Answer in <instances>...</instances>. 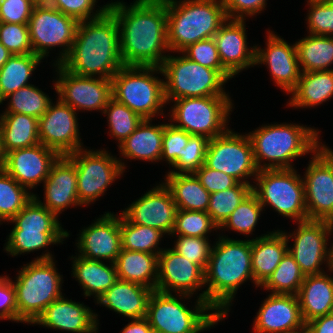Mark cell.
Segmentation results:
<instances>
[{
	"label": "cell",
	"mask_w": 333,
	"mask_h": 333,
	"mask_svg": "<svg viewBox=\"0 0 333 333\" xmlns=\"http://www.w3.org/2000/svg\"><path fill=\"white\" fill-rule=\"evenodd\" d=\"M109 2L120 31V55L125 66L161 67L170 52L164 0Z\"/></svg>",
	"instance_id": "cell-1"
},
{
	"label": "cell",
	"mask_w": 333,
	"mask_h": 333,
	"mask_svg": "<svg viewBox=\"0 0 333 333\" xmlns=\"http://www.w3.org/2000/svg\"><path fill=\"white\" fill-rule=\"evenodd\" d=\"M213 242L205 269V290L198 299L206 301L223 319L228 317L238 289L253 277L250 239H233L223 234ZM207 285V286H206Z\"/></svg>",
	"instance_id": "cell-2"
},
{
	"label": "cell",
	"mask_w": 333,
	"mask_h": 333,
	"mask_svg": "<svg viewBox=\"0 0 333 333\" xmlns=\"http://www.w3.org/2000/svg\"><path fill=\"white\" fill-rule=\"evenodd\" d=\"M60 64L76 75L111 80L124 66L115 16L107 10L98 18L79 22L73 46Z\"/></svg>",
	"instance_id": "cell-3"
},
{
	"label": "cell",
	"mask_w": 333,
	"mask_h": 333,
	"mask_svg": "<svg viewBox=\"0 0 333 333\" xmlns=\"http://www.w3.org/2000/svg\"><path fill=\"white\" fill-rule=\"evenodd\" d=\"M267 124L247 133L258 170L294 168L295 159L312 155L323 144L321 131L315 127L286 122Z\"/></svg>",
	"instance_id": "cell-4"
},
{
	"label": "cell",
	"mask_w": 333,
	"mask_h": 333,
	"mask_svg": "<svg viewBox=\"0 0 333 333\" xmlns=\"http://www.w3.org/2000/svg\"><path fill=\"white\" fill-rule=\"evenodd\" d=\"M54 255H42L24 264L12 284L15 289L17 322L33 324L54 300L63 296V275L58 273Z\"/></svg>",
	"instance_id": "cell-5"
},
{
	"label": "cell",
	"mask_w": 333,
	"mask_h": 333,
	"mask_svg": "<svg viewBox=\"0 0 333 333\" xmlns=\"http://www.w3.org/2000/svg\"><path fill=\"white\" fill-rule=\"evenodd\" d=\"M168 47L181 52L188 45L214 38L228 19L223 0H164Z\"/></svg>",
	"instance_id": "cell-6"
},
{
	"label": "cell",
	"mask_w": 333,
	"mask_h": 333,
	"mask_svg": "<svg viewBox=\"0 0 333 333\" xmlns=\"http://www.w3.org/2000/svg\"><path fill=\"white\" fill-rule=\"evenodd\" d=\"M191 297L193 296L154 290L146 315L153 333H200L224 320L204 300L197 298L195 304L188 308L185 300H190ZM182 299H185L184 302Z\"/></svg>",
	"instance_id": "cell-7"
},
{
	"label": "cell",
	"mask_w": 333,
	"mask_h": 333,
	"mask_svg": "<svg viewBox=\"0 0 333 333\" xmlns=\"http://www.w3.org/2000/svg\"><path fill=\"white\" fill-rule=\"evenodd\" d=\"M155 74L163 76L161 67L124 65L111 79L113 98L142 119L165 118L164 79Z\"/></svg>",
	"instance_id": "cell-8"
},
{
	"label": "cell",
	"mask_w": 333,
	"mask_h": 333,
	"mask_svg": "<svg viewBox=\"0 0 333 333\" xmlns=\"http://www.w3.org/2000/svg\"><path fill=\"white\" fill-rule=\"evenodd\" d=\"M164 76V95L168 105L180 98L230 96L225 91L228 81L215 69L188 59L181 52L169 55L161 65Z\"/></svg>",
	"instance_id": "cell-9"
},
{
	"label": "cell",
	"mask_w": 333,
	"mask_h": 333,
	"mask_svg": "<svg viewBox=\"0 0 333 333\" xmlns=\"http://www.w3.org/2000/svg\"><path fill=\"white\" fill-rule=\"evenodd\" d=\"M295 168L259 170L252 192L264 207H272L279 215L295 223L308 220L305 187Z\"/></svg>",
	"instance_id": "cell-10"
},
{
	"label": "cell",
	"mask_w": 333,
	"mask_h": 333,
	"mask_svg": "<svg viewBox=\"0 0 333 333\" xmlns=\"http://www.w3.org/2000/svg\"><path fill=\"white\" fill-rule=\"evenodd\" d=\"M168 114L169 122L191 135L212 139L224 134L229 128L228 119L233 111L231 96L180 98Z\"/></svg>",
	"instance_id": "cell-11"
},
{
	"label": "cell",
	"mask_w": 333,
	"mask_h": 333,
	"mask_svg": "<svg viewBox=\"0 0 333 333\" xmlns=\"http://www.w3.org/2000/svg\"><path fill=\"white\" fill-rule=\"evenodd\" d=\"M78 23L47 2H38L28 21L33 53L44 60L53 48L60 47L53 65L60 64L73 46Z\"/></svg>",
	"instance_id": "cell-12"
},
{
	"label": "cell",
	"mask_w": 333,
	"mask_h": 333,
	"mask_svg": "<svg viewBox=\"0 0 333 333\" xmlns=\"http://www.w3.org/2000/svg\"><path fill=\"white\" fill-rule=\"evenodd\" d=\"M67 157L75 164L77 193L82 206L94 204L124 174L118 157L105 148H82Z\"/></svg>",
	"instance_id": "cell-13"
},
{
	"label": "cell",
	"mask_w": 333,
	"mask_h": 333,
	"mask_svg": "<svg viewBox=\"0 0 333 333\" xmlns=\"http://www.w3.org/2000/svg\"><path fill=\"white\" fill-rule=\"evenodd\" d=\"M205 165L249 185H253L250 181L255 180L259 171L247 133L242 135L231 128L209 140Z\"/></svg>",
	"instance_id": "cell-14"
},
{
	"label": "cell",
	"mask_w": 333,
	"mask_h": 333,
	"mask_svg": "<svg viewBox=\"0 0 333 333\" xmlns=\"http://www.w3.org/2000/svg\"><path fill=\"white\" fill-rule=\"evenodd\" d=\"M296 225L297 229L292 233L281 231L288 242L291 239L294 241L292 246H288V251L298 263L301 272L305 276L317 275L326 272L324 268H333L332 248L328 243L332 235L329 221L306 220L297 222Z\"/></svg>",
	"instance_id": "cell-15"
},
{
	"label": "cell",
	"mask_w": 333,
	"mask_h": 333,
	"mask_svg": "<svg viewBox=\"0 0 333 333\" xmlns=\"http://www.w3.org/2000/svg\"><path fill=\"white\" fill-rule=\"evenodd\" d=\"M302 176L308 220L333 219V150L322 144L310 157Z\"/></svg>",
	"instance_id": "cell-16"
},
{
	"label": "cell",
	"mask_w": 333,
	"mask_h": 333,
	"mask_svg": "<svg viewBox=\"0 0 333 333\" xmlns=\"http://www.w3.org/2000/svg\"><path fill=\"white\" fill-rule=\"evenodd\" d=\"M56 78L53 87L58 98L76 112H103L113 98L112 81L106 78L80 76L67 71L61 64L53 65Z\"/></svg>",
	"instance_id": "cell-17"
},
{
	"label": "cell",
	"mask_w": 333,
	"mask_h": 333,
	"mask_svg": "<svg viewBox=\"0 0 333 333\" xmlns=\"http://www.w3.org/2000/svg\"><path fill=\"white\" fill-rule=\"evenodd\" d=\"M77 113L58 97L50 103L48 110L38 119L40 143L55 150L60 156H67L85 148L79 132Z\"/></svg>",
	"instance_id": "cell-18"
},
{
	"label": "cell",
	"mask_w": 333,
	"mask_h": 333,
	"mask_svg": "<svg viewBox=\"0 0 333 333\" xmlns=\"http://www.w3.org/2000/svg\"><path fill=\"white\" fill-rule=\"evenodd\" d=\"M266 32L265 48L255 44V66L266 65L272 81L288 95L297 86L301 75L296 44L288 43L269 29Z\"/></svg>",
	"instance_id": "cell-19"
},
{
	"label": "cell",
	"mask_w": 333,
	"mask_h": 333,
	"mask_svg": "<svg viewBox=\"0 0 333 333\" xmlns=\"http://www.w3.org/2000/svg\"><path fill=\"white\" fill-rule=\"evenodd\" d=\"M75 246L86 259L115 263L121 252L120 213L105 212L88 227L79 230Z\"/></svg>",
	"instance_id": "cell-20"
},
{
	"label": "cell",
	"mask_w": 333,
	"mask_h": 333,
	"mask_svg": "<svg viewBox=\"0 0 333 333\" xmlns=\"http://www.w3.org/2000/svg\"><path fill=\"white\" fill-rule=\"evenodd\" d=\"M177 210L170 190L159 182L120 212L131 223L156 228L171 236Z\"/></svg>",
	"instance_id": "cell-21"
},
{
	"label": "cell",
	"mask_w": 333,
	"mask_h": 333,
	"mask_svg": "<svg viewBox=\"0 0 333 333\" xmlns=\"http://www.w3.org/2000/svg\"><path fill=\"white\" fill-rule=\"evenodd\" d=\"M204 270L186 257L165 248L158 254V277L156 290L165 293L198 295L205 289Z\"/></svg>",
	"instance_id": "cell-22"
},
{
	"label": "cell",
	"mask_w": 333,
	"mask_h": 333,
	"mask_svg": "<svg viewBox=\"0 0 333 333\" xmlns=\"http://www.w3.org/2000/svg\"><path fill=\"white\" fill-rule=\"evenodd\" d=\"M254 317V333H302V318L297 295L269 293Z\"/></svg>",
	"instance_id": "cell-23"
},
{
	"label": "cell",
	"mask_w": 333,
	"mask_h": 333,
	"mask_svg": "<svg viewBox=\"0 0 333 333\" xmlns=\"http://www.w3.org/2000/svg\"><path fill=\"white\" fill-rule=\"evenodd\" d=\"M60 155L53 149L39 143L28 148H21L5 154L3 169L21 186L29 191L46 180L51 166Z\"/></svg>",
	"instance_id": "cell-24"
},
{
	"label": "cell",
	"mask_w": 333,
	"mask_h": 333,
	"mask_svg": "<svg viewBox=\"0 0 333 333\" xmlns=\"http://www.w3.org/2000/svg\"><path fill=\"white\" fill-rule=\"evenodd\" d=\"M245 22L228 18L214 35L221 64L233 77L255 66L256 47L248 46Z\"/></svg>",
	"instance_id": "cell-25"
},
{
	"label": "cell",
	"mask_w": 333,
	"mask_h": 333,
	"mask_svg": "<svg viewBox=\"0 0 333 333\" xmlns=\"http://www.w3.org/2000/svg\"><path fill=\"white\" fill-rule=\"evenodd\" d=\"M64 296L50 303L32 325L72 333H97L98 314L83 302Z\"/></svg>",
	"instance_id": "cell-26"
},
{
	"label": "cell",
	"mask_w": 333,
	"mask_h": 333,
	"mask_svg": "<svg viewBox=\"0 0 333 333\" xmlns=\"http://www.w3.org/2000/svg\"><path fill=\"white\" fill-rule=\"evenodd\" d=\"M43 187V202L35 193L34 198L58 218L70 206H82L77 193L75 164L67 156H60L51 166Z\"/></svg>",
	"instance_id": "cell-27"
},
{
	"label": "cell",
	"mask_w": 333,
	"mask_h": 333,
	"mask_svg": "<svg viewBox=\"0 0 333 333\" xmlns=\"http://www.w3.org/2000/svg\"><path fill=\"white\" fill-rule=\"evenodd\" d=\"M153 291L141 284L118 279L95 304L102 305L129 320L144 318Z\"/></svg>",
	"instance_id": "cell-28"
},
{
	"label": "cell",
	"mask_w": 333,
	"mask_h": 333,
	"mask_svg": "<svg viewBox=\"0 0 333 333\" xmlns=\"http://www.w3.org/2000/svg\"><path fill=\"white\" fill-rule=\"evenodd\" d=\"M151 123V119H143L135 131L118 146L121 156V159H118L124 172L127 169L126 162H123L124 159L151 161L153 164L160 161L164 122L158 125Z\"/></svg>",
	"instance_id": "cell-29"
},
{
	"label": "cell",
	"mask_w": 333,
	"mask_h": 333,
	"mask_svg": "<svg viewBox=\"0 0 333 333\" xmlns=\"http://www.w3.org/2000/svg\"><path fill=\"white\" fill-rule=\"evenodd\" d=\"M289 242L279 230L251 239L252 272L255 283L261 287L288 252Z\"/></svg>",
	"instance_id": "cell-30"
},
{
	"label": "cell",
	"mask_w": 333,
	"mask_h": 333,
	"mask_svg": "<svg viewBox=\"0 0 333 333\" xmlns=\"http://www.w3.org/2000/svg\"><path fill=\"white\" fill-rule=\"evenodd\" d=\"M333 268L327 272L305 276L297 294L305 324L333 313ZM328 273V274H327Z\"/></svg>",
	"instance_id": "cell-31"
},
{
	"label": "cell",
	"mask_w": 333,
	"mask_h": 333,
	"mask_svg": "<svg viewBox=\"0 0 333 333\" xmlns=\"http://www.w3.org/2000/svg\"><path fill=\"white\" fill-rule=\"evenodd\" d=\"M71 259V276L82 287L83 295L93 296L95 302L118 280L115 263L109 262L108 265L105 261L90 260L77 254Z\"/></svg>",
	"instance_id": "cell-32"
},
{
	"label": "cell",
	"mask_w": 333,
	"mask_h": 333,
	"mask_svg": "<svg viewBox=\"0 0 333 333\" xmlns=\"http://www.w3.org/2000/svg\"><path fill=\"white\" fill-rule=\"evenodd\" d=\"M289 95L288 107L297 109H311L329 101L333 98V69L301 72L297 86Z\"/></svg>",
	"instance_id": "cell-33"
},
{
	"label": "cell",
	"mask_w": 333,
	"mask_h": 333,
	"mask_svg": "<svg viewBox=\"0 0 333 333\" xmlns=\"http://www.w3.org/2000/svg\"><path fill=\"white\" fill-rule=\"evenodd\" d=\"M115 266L118 279L156 290L158 254L121 249Z\"/></svg>",
	"instance_id": "cell-34"
},
{
	"label": "cell",
	"mask_w": 333,
	"mask_h": 333,
	"mask_svg": "<svg viewBox=\"0 0 333 333\" xmlns=\"http://www.w3.org/2000/svg\"><path fill=\"white\" fill-rule=\"evenodd\" d=\"M0 135L4 154L35 146L40 143L38 119L19 113L0 114Z\"/></svg>",
	"instance_id": "cell-35"
},
{
	"label": "cell",
	"mask_w": 333,
	"mask_h": 333,
	"mask_svg": "<svg viewBox=\"0 0 333 333\" xmlns=\"http://www.w3.org/2000/svg\"><path fill=\"white\" fill-rule=\"evenodd\" d=\"M162 182L170 190L178 209L207 212L210 193L194 173L166 174Z\"/></svg>",
	"instance_id": "cell-36"
},
{
	"label": "cell",
	"mask_w": 333,
	"mask_h": 333,
	"mask_svg": "<svg viewBox=\"0 0 333 333\" xmlns=\"http://www.w3.org/2000/svg\"><path fill=\"white\" fill-rule=\"evenodd\" d=\"M301 72L332 70L333 37L308 34L295 42Z\"/></svg>",
	"instance_id": "cell-37"
},
{
	"label": "cell",
	"mask_w": 333,
	"mask_h": 333,
	"mask_svg": "<svg viewBox=\"0 0 333 333\" xmlns=\"http://www.w3.org/2000/svg\"><path fill=\"white\" fill-rule=\"evenodd\" d=\"M43 59L34 53L25 55L13 54L0 68V105L10 93L30 85L34 71Z\"/></svg>",
	"instance_id": "cell-38"
},
{
	"label": "cell",
	"mask_w": 333,
	"mask_h": 333,
	"mask_svg": "<svg viewBox=\"0 0 333 333\" xmlns=\"http://www.w3.org/2000/svg\"><path fill=\"white\" fill-rule=\"evenodd\" d=\"M68 231H24L10 230L4 244V251L12 257L28 254L49 248L48 246L63 244L69 238Z\"/></svg>",
	"instance_id": "cell-39"
},
{
	"label": "cell",
	"mask_w": 333,
	"mask_h": 333,
	"mask_svg": "<svg viewBox=\"0 0 333 333\" xmlns=\"http://www.w3.org/2000/svg\"><path fill=\"white\" fill-rule=\"evenodd\" d=\"M120 232L122 249L151 254H159L164 249L159 247L165 235L161 230L131 223L121 212Z\"/></svg>",
	"instance_id": "cell-40"
},
{
	"label": "cell",
	"mask_w": 333,
	"mask_h": 333,
	"mask_svg": "<svg viewBox=\"0 0 333 333\" xmlns=\"http://www.w3.org/2000/svg\"><path fill=\"white\" fill-rule=\"evenodd\" d=\"M54 213L41 205L34 197L23 209L7 223H12V230L24 231H67L62 227Z\"/></svg>",
	"instance_id": "cell-41"
},
{
	"label": "cell",
	"mask_w": 333,
	"mask_h": 333,
	"mask_svg": "<svg viewBox=\"0 0 333 333\" xmlns=\"http://www.w3.org/2000/svg\"><path fill=\"white\" fill-rule=\"evenodd\" d=\"M52 100L38 86L30 84L10 93L3 99L8 102V106L1 114L19 113L39 119L48 110Z\"/></svg>",
	"instance_id": "cell-42"
},
{
	"label": "cell",
	"mask_w": 333,
	"mask_h": 333,
	"mask_svg": "<svg viewBox=\"0 0 333 333\" xmlns=\"http://www.w3.org/2000/svg\"><path fill=\"white\" fill-rule=\"evenodd\" d=\"M34 197L4 169L0 170V225L14 218Z\"/></svg>",
	"instance_id": "cell-43"
},
{
	"label": "cell",
	"mask_w": 333,
	"mask_h": 333,
	"mask_svg": "<svg viewBox=\"0 0 333 333\" xmlns=\"http://www.w3.org/2000/svg\"><path fill=\"white\" fill-rule=\"evenodd\" d=\"M305 275L301 272L298 263L288 251L261 289L272 294L297 295Z\"/></svg>",
	"instance_id": "cell-44"
},
{
	"label": "cell",
	"mask_w": 333,
	"mask_h": 333,
	"mask_svg": "<svg viewBox=\"0 0 333 333\" xmlns=\"http://www.w3.org/2000/svg\"><path fill=\"white\" fill-rule=\"evenodd\" d=\"M252 186L238 182L235 186L210 193L209 207L207 213L218 228L239 206V204L252 192Z\"/></svg>",
	"instance_id": "cell-45"
},
{
	"label": "cell",
	"mask_w": 333,
	"mask_h": 333,
	"mask_svg": "<svg viewBox=\"0 0 333 333\" xmlns=\"http://www.w3.org/2000/svg\"><path fill=\"white\" fill-rule=\"evenodd\" d=\"M264 209L259 203L258 197L251 192L224 221L219 230L222 232L223 230L229 231L230 229L248 238L250 234L253 235Z\"/></svg>",
	"instance_id": "cell-46"
},
{
	"label": "cell",
	"mask_w": 333,
	"mask_h": 333,
	"mask_svg": "<svg viewBox=\"0 0 333 333\" xmlns=\"http://www.w3.org/2000/svg\"><path fill=\"white\" fill-rule=\"evenodd\" d=\"M102 114L104 117L107 116L108 133L111 138L114 137L113 140L118 141L117 146L127 139L143 121L133 110L114 98L108 102Z\"/></svg>",
	"instance_id": "cell-47"
},
{
	"label": "cell",
	"mask_w": 333,
	"mask_h": 333,
	"mask_svg": "<svg viewBox=\"0 0 333 333\" xmlns=\"http://www.w3.org/2000/svg\"><path fill=\"white\" fill-rule=\"evenodd\" d=\"M216 230L219 228L207 212L178 209L171 235L208 237Z\"/></svg>",
	"instance_id": "cell-48"
},
{
	"label": "cell",
	"mask_w": 333,
	"mask_h": 333,
	"mask_svg": "<svg viewBox=\"0 0 333 333\" xmlns=\"http://www.w3.org/2000/svg\"><path fill=\"white\" fill-rule=\"evenodd\" d=\"M209 138L191 135L187 146L183 148L181 157L171 166L167 174L195 173L203 164L209 144Z\"/></svg>",
	"instance_id": "cell-49"
},
{
	"label": "cell",
	"mask_w": 333,
	"mask_h": 333,
	"mask_svg": "<svg viewBox=\"0 0 333 333\" xmlns=\"http://www.w3.org/2000/svg\"><path fill=\"white\" fill-rule=\"evenodd\" d=\"M193 62L217 70L227 81L234 78L221 64L214 38L201 40L188 45L181 51Z\"/></svg>",
	"instance_id": "cell-50"
},
{
	"label": "cell",
	"mask_w": 333,
	"mask_h": 333,
	"mask_svg": "<svg viewBox=\"0 0 333 333\" xmlns=\"http://www.w3.org/2000/svg\"><path fill=\"white\" fill-rule=\"evenodd\" d=\"M308 34L333 37V1L306 0Z\"/></svg>",
	"instance_id": "cell-51"
},
{
	"label": "cell",
	"mask_w": 333,
	"mask_h": 333,
	"mask_svg": "<svg viewBox=\"0 0 333 333\" xmlns=\"http://www.w3.org/2000/svg\"><path fill=\"white\" fill-rule=\"evenodd\" d=\"M172 237H177L172 249L186 257L189 261L198 264L204 271L207 267L210 253L212 249V243L208 237H194V236H179L171 235Z\"/></svg>",
	"instance_id": "cell-52"
},
{
	"label": "cell",
	"mask_w": 333,
	"mask_h": 333,
	"mask_svg": "<svg viewBox=\"0 0 333 333\" xmlns=\"http://www.w3.org/2000/svg\"><path fill=\"white\" fill-rule=\"evenodd\" d=\"M47 3L78 22L98 18L109 9V3L96 8L98 0H48Z\"/></svg>",
	"instance_id": "cell-53"
},
{
	"label": "cell",
	"mask_w": 333,
	"mask_h": 333,
	"mask_svg": "<svg viewBox=\"0 0 333 333\" xmlns=\"http://www.w3.org/2000/svg\"><path fill=\"white\" fill-rule=\"evenodd\" d=\"M0 42L12 54L33 53L28 24L0 22Z\"/></svg>",
	"instance_id": "cell-54"
},
{
	"label": "cell",
	"mask_w": 333,
	"mask_h": 333,
	"mask_svg": "<svg viewBox=\"0 0 333 333\" xmlns=\"http://www.w3.org/2000/svg\"><path fill=\"white\" fill-rule=\"evenodd\" d=\"M191 134L177 128L171 122L164 123L162 155L160 161H166L169 169L180 157L183 148L187 146Z\"/></svg>",
	"instance_id": "cell-55"
},
{
	"label": "cell",
	"mask_w": 333,
	"mask_h": 333,
	"mask_svg": "<svg viewBox=\"0 0 333 333\" xmlns=\"http://www.w3.org/2000/svg\"><path fill=\"white\" fill-rule=\"evenodd\" d=\"M37 0H0V22L28 24Z\"/></svg>",
	"instance_id": "cell-56"
},
{
	"label": "cell",
	"mask_w": 333,
	"mask_h": 333,
	"mask_svg": "<svg viewBox=\"0 0 333 333\" xmlns=\"http://www.w3.org/2000/svg\"><path fill=\"white\" fill-rule=\"evenodd\" d=\"M194 174L209 193L229 189L238 183V181L232 176L213 170L205 164H203Z\"/></svg>",
	"instance_id": "cell-57"
},
{
	"label": "cell",
	"mask_w": 333,
	"mask_h": 333,
	"mask_svg": "<svg viewBox=\"0 0 333 333\" xmlns=\"http://www.w3.org/2000/svg\"><path fill=\"white\" fill-rule=\"evenodd\" d=\"M227 18L246 20L266 9L267 0H223Z\"/></svg>",
	"instance_id": "cell-58"
},
{
	"label": "cell",
	"mask_w": 333,
	"mask_h": 333,
	"mask_svg": "<svg viewBox=\"0 0 333 333\" xmlns=\"http://www.w3.org/2000/svg\"><path fill=\"white\" fill-rule=\"evenodd\" d=\"M0 320L17 322L15 289L9 275L0 276Z\"/></svg>",
	"instance_id": "cell-59"
},
{
	"label": "cell",
	"mask_w": 333,
	"mask_h": 333,
	"mask_svg": "<svg viewBox=\"0 0 333 333\" xmlns=\"http://www.w3.org/2000/svg\"><path fill=\"white\" fill-rule=\"evenodd\" d=\"M305 331L307 333H333V313L307 322Z\"/></svg>",
	"instance_id": "cell-60"
},
{
	"label": "cell",
	"mask_w": 333,
	"mask_h": 333,
	"mask_svg": "<svg viewBox=\"0 0 333 333\" xmlns=\"http://www.w3.org/2000/svg\"><path fill=\"white\" fill-rule=\"evenodd\" d=\"M120 333H153L146 317L139 319H130L128 324L122 328Z\"/></svg>",
	"instance_id": "cell-61"
},
{
	"label": "cell",
	"mask_w": 333,
	"mask_h": 333,
	"mask_svg": "<svg viewBox=\"0 0 333 333\" xmlns=\"http://www.w3.org/2000/svg\"><path fill=\"white\" fill-rule=\"evenodd\" d=\"M13 54L0 42V68L8 61Z\"/></svg>",
	"instance_id": "cell-62"
},
{
	"label": "cell",
	"mask_w": 333,
	"mask_h": 333,
	"mask_svg": "<svg viewBox=\"0 0 333 333\" xmlns=\"http://www.w3.org/2000/svg\"><path fill=\"white\" fill-rule=\"evenodd\" d=\"M5 162V154L2 150V144H1V135H0V170L3 169Z\"/></svg>",
	"instance_id": "cell-63"
},
{
	"label": "cell",
	"mask_w": 333,
	"mask_h": 333,
	"mask_svg": "<svg viewBox=\"0 0 333 333\" xmlns=\"http://www.w3.org/2000/svg\"><path fill=\"white\" fill-rule=\"evenodd\" d=\"M331 233L333 234V219L329 221ZM331 248H332V256H333V242L331 243Z\"/></svg>",
	"instance_id": "cell-64"
},
{
	"label": "cell",
	"mask_w": 333,
	"mask_h": 333,
	"mask_svg": "<svg viewBox=\"0 0 333 333\" xmlns=\"http://www.w3.org/2000/svg\"><path fill=\"white\" fill-rule=\"evenodd\" d=\"M38 2H47L48 0H37Z\"/></svg>",
	"instance_id": "cell-65"
},
{
	"label": "cell",
	"mask_w": 333,
	"mask_h": 333,
	"mask_svg": "<svg viewBox=\"0 0 333 333\" xmlns=\"http://www.w3.org/2000/svg\"><path fill=\"white\" fill-rule=\"evenodd\" d=\"M313 1H333V0H313Z\"/></svg>",
	"instance_id": "cell-66"
}]
</instances>
